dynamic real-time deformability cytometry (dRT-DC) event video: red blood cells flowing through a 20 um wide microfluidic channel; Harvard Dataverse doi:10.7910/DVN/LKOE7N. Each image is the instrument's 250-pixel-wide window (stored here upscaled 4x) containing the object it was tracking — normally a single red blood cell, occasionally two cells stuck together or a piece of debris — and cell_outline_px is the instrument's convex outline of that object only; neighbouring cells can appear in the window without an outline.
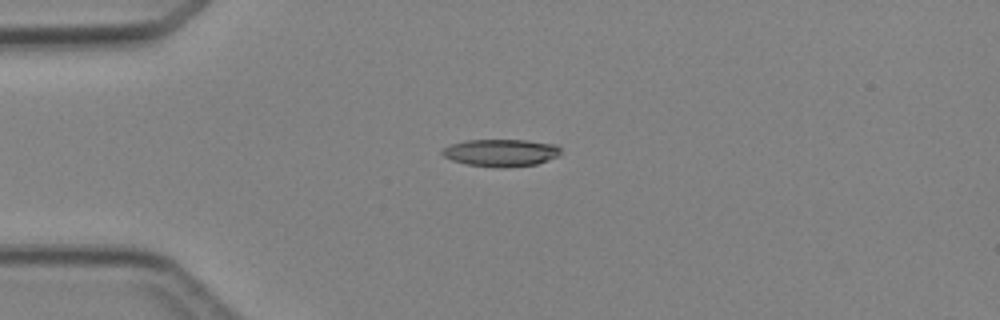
{"species": "Egyptian fruit bat (a non-hibernating species)", "species_latin": "Rousettus aegyptiacus", "temperature_condition": "cold", "stored_images_in_passage": 3, "camera_frame_rate_fps": 3000, "um_per_image_px": 0.085, "animal": {"sex": "female"}, "frame": {"image": 1, "passage_image": 2, "time_ms": 1.0, "image_size_px": [1000, 320], "cell_outline_px": [[560, 156], [536, 164], [504, 168], [500, 168], [468, 164], [452, 160], [444, 156], [440, 152], [448, 144], [464, 140], [528, 140], [556, 144], [560, 148]], "centroid_in_image_um": [42.58, 12.97], "position_along_channel_um": 42.4, "area_um2": 19.02}}